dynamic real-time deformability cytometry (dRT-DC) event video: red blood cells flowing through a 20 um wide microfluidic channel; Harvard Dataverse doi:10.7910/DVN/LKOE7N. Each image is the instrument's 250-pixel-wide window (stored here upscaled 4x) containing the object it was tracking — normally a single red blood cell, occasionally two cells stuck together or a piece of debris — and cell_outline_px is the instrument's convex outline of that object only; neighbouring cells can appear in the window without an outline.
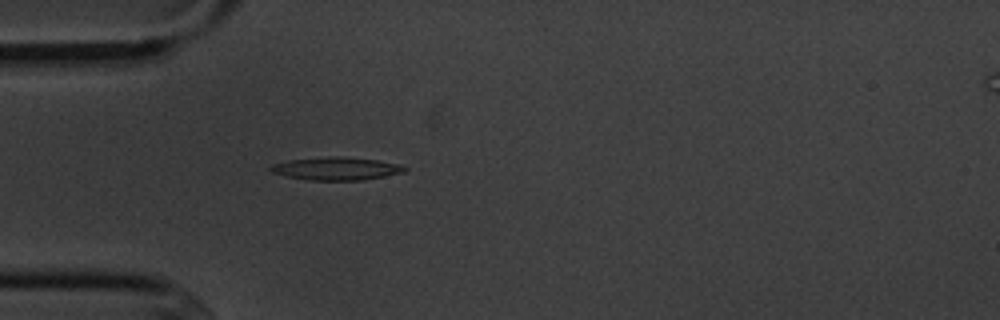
{"species": "common noctule bat (a hibernating species)", "species_latin": "Nyctalus noctula", "temperature_condition": "cold", "stored_images_in_passage": 5, "camera_frame_rate_fps": 3000, "um_per_image_px": 0.085, "animal": {"sex": "male", "body_mass_g": 20.1, "forearm_length_mm": 53.5}, "frame": {"image": 1, "passage_image": 5, "time_ms": 4.667, "image_size_px": [1000, 320], "cell_outline_px": [[408, 168], [404, 172], [364, 180], [312, 180], [288, 176], [272, 172], [268, 168], [272, 164], [288, 160], [328, 156], [344, 156], [376, 160], [400, 164]], "centroid_in_image_um": [28.6, 14.32], "position_along_channel_um": 56.4, "area_um2": 17.86}}